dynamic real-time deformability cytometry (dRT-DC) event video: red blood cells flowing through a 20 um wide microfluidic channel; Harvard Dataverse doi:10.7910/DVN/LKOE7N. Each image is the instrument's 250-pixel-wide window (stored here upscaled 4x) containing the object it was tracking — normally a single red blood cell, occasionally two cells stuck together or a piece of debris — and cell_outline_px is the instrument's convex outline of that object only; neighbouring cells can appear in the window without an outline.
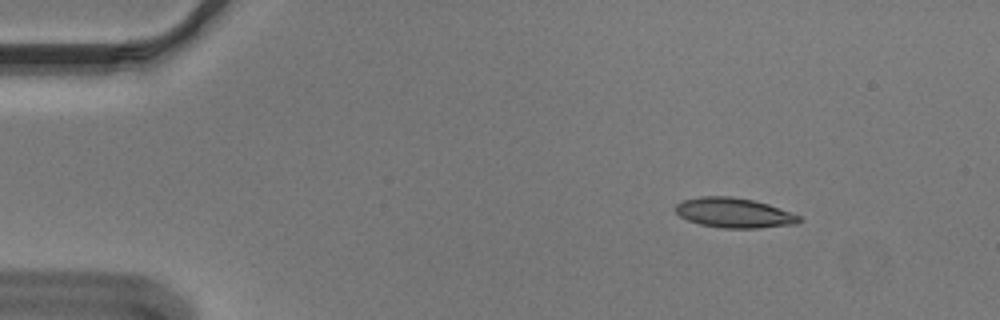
{"species": "Egyptian fruit bat (a non-hibernating species)", "species_latin": "Rousettus aegyptiacus", "temperature_condition": "cold", "stored_images_in_passage": 54, "camera_frame_rate_fps": 3000, "um_per_image_px": 0.085, "animal": {"sex": "male"}, "frame": {"image": 1, "passage_image": 7, "time_ms": 2.0, "image_size_px": [1000, 320], "cell_outline_px": [[804, 220], [796, 224], [756, 228], [720, 228], [700, 224], [688, 220], [680, 216], [676, 212], [676, 204], [684, 200], [700, 196], [732, 196], [752, 200], [768, 204], [800, 216]], "centroid_in_image_um": [62.4, 18.09], "position_along_channel_um": 22.6, "area_um2": 21.44}}
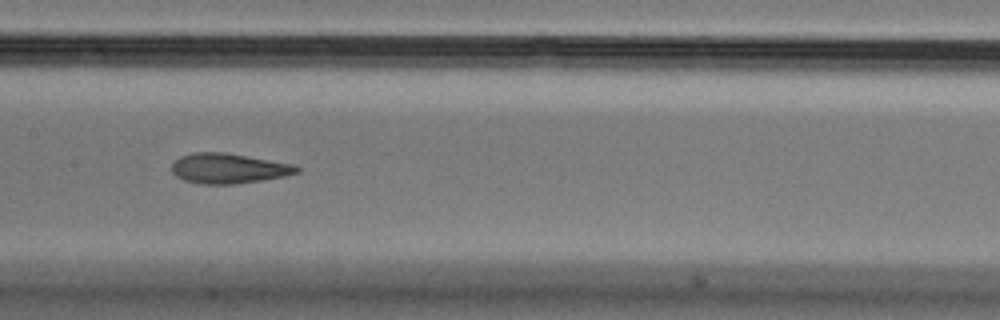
{"frame": {"image": 2, "passage_image": 27, "time_ms": 8.667, "image_size_px": [1000, 320], "cell_outline_px": [[300, 172], [284, 176], [236, 184], [200, 184], [184, 180], [176, 176], [172, 172], [172, 164], [180, 156], [192, 152], [224, 152], [296, 164], [300, 168]], "centroid_in_image_um": [19.44, 14.31], "position_along_channel_um": 188.0, "area_um2": 22.02}}
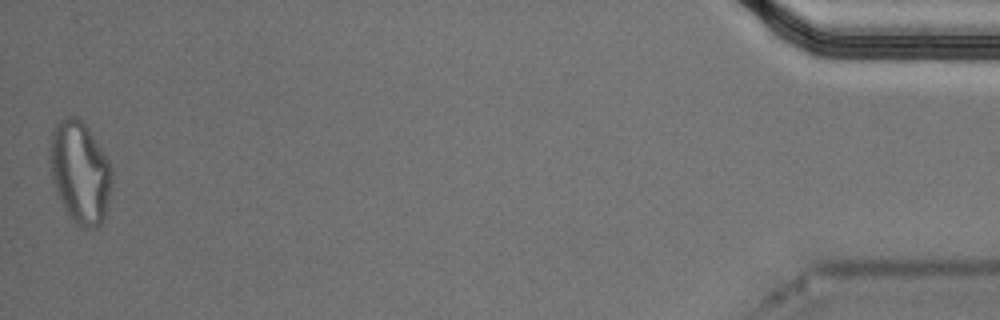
{"frame": {"image": 3, "passage_image": 54, "time_ms": 17.667, "image_size_px": [1000, 320], "cell_outline_px": [[112, 188], [104, 220], [96, 228], [80, 228], [68, 216], [56, 192], [52, 180], [48, 156], [52, 132], [56, 120], [68, 116], [76, 116], [88, 128], [112, 164]], "centroid_in_image_um": [6.8, 14.65], "position_along_channel_um": 428.4, "area_um2": 37.63}, "authors_computed_cell_mechanics": {"area_um2": 22.0507, "velocity_mm_per_s": 3.6489, "shape_relaxation_time_tau1_ms": 11.0871, "shape_relaxation_time_tau2_ms": 2.5381, "deformation_change_tau1": 0.2605, "deformation_change_tau2": 0.111}}